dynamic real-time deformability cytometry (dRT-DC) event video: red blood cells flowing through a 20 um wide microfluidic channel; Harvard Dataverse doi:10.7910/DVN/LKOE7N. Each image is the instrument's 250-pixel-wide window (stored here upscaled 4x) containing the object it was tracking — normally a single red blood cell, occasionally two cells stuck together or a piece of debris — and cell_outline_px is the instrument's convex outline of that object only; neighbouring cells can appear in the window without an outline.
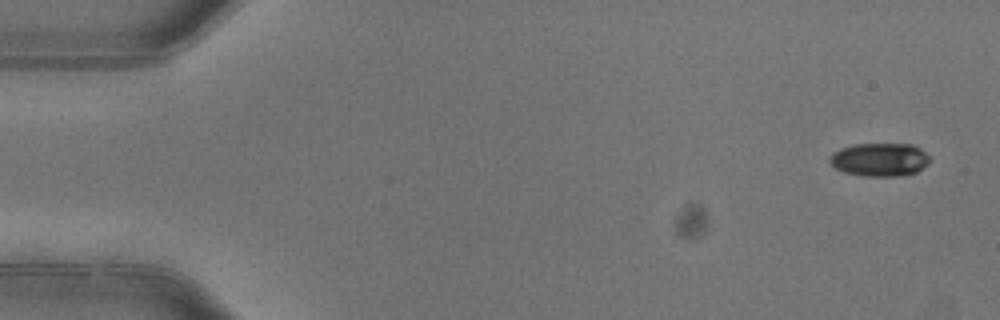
{"species": "common noctule bat (a hibernating species)", "species_latin": "Nyctalus noctula", "temperature_condition": "warm", "stored_images_in_passage": 4, "camera_frame_rate_fps": 3000, "um_per_image_px": 0.085, "animal": {"sex": "female"}, "frame": {"image": 1, "passage_image": 1, "time_ms": 0.0, "image_size_px": [1000, 320], "cell_outline_px": [[928, 164], [916, 172], [896, 176], [864, 176], [844, 172], [836, 168], [828, 160], [832, 152], [840, 148], [856, 144], [912, 144], [920, 148], [928, 156]], "centroid_in_image_um": [74.74, 13.56], "position_along_channel_um": 10.3, "area_um2": 19.31}}
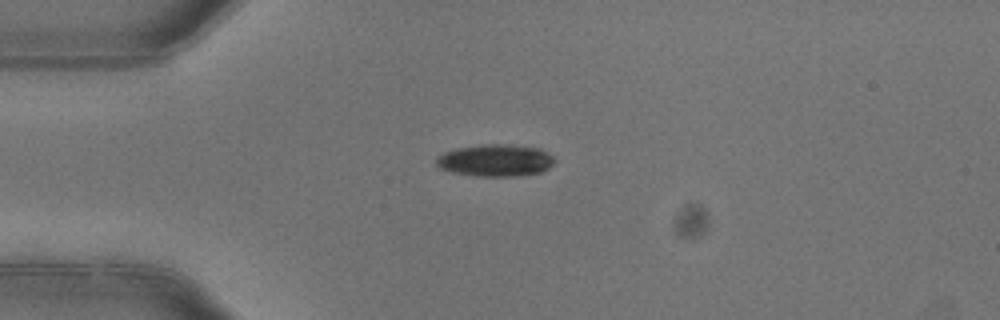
{"frame": {"image": 2, "passage_image": 4, "time_ms": 1.0, "image_size_px": [1000, 320], "cell_outline_px": [[556, 160], [548, 168], [540, 172], [516, 176], [476, 176], [452, 172], [440, 168], [436, 164], [436, 156], [444, 152], [456, 148], [484, 144], [500, 144], [540, 148], [552, 156]], "centroid_in_image_um": [42.08, 13.63], "position_along_channel_um": 42.9, "area_um2": 22.02}}